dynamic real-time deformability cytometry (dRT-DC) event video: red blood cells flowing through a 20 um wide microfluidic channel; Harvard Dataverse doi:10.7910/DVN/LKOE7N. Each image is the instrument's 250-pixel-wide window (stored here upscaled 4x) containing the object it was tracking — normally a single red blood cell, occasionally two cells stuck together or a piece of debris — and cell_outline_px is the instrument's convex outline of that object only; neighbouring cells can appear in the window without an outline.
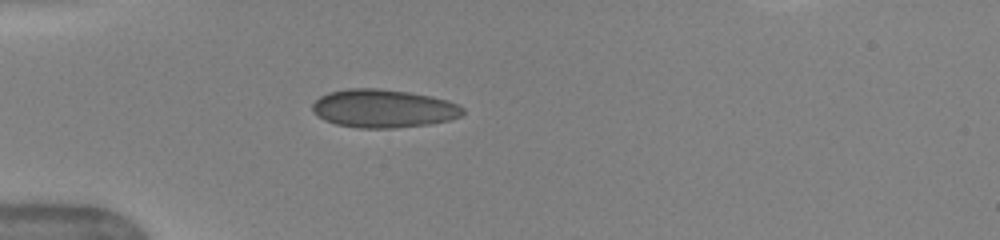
{"species": "human", "species_latin": "Homo sapiens", "temperature_condition": "warm", "stored_images_in_passage": 22, "camera_frame_rate_fps": 3000, "um_per_image_px": 0.085, "donor": {"sex": "female"}, "frame": {"image": 1, "passage_image": 1, "time_ms": 0.0, "image_size_px": [1000, 240], "cell_outline_px": [[464, 112], [460, 116], [448, 120], [428, 124], [392, 128], [360, 128], [336, 124], [324, 120], [312, 112], [312, 104], [320, 96], [328, 92], [348, 88], [380, 88], [408, 92], [432, 96], [448, 100], [460, 104], [464, 108]], "centroid_in_image_um": [32.58, 9.21], "position_along_channel_um": 52.4, "area_um2": 33.7}}
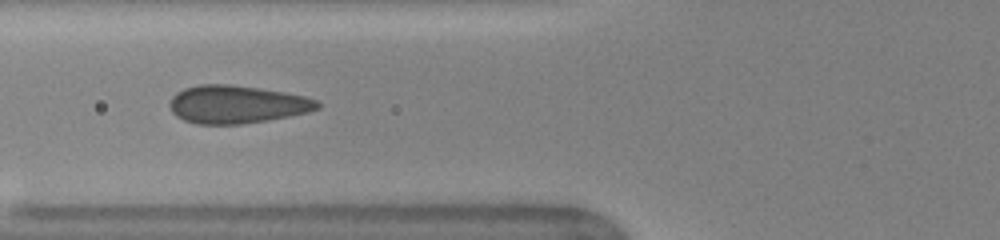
{"frame": {"image": 2, "passage_image": 7, "time_ms": 1.667, "image_size_px": [1000, 240], "cell_outline_px": [[320, 108], [308, 112], [268, 120], [240, 124], [196, 124], [184, 120], [176, 116], [172, 112], [168, 104], [172, 96], [176, 92], [184, 88], [200, 84], [232, 84], [260, 88], [284, 92], [304, 96], [316, 100], [320, 104]], "centroid_in_image_um": [20.09, 8.87], "position_along_channel_um": 105.7, "area_um2": 32.77}}